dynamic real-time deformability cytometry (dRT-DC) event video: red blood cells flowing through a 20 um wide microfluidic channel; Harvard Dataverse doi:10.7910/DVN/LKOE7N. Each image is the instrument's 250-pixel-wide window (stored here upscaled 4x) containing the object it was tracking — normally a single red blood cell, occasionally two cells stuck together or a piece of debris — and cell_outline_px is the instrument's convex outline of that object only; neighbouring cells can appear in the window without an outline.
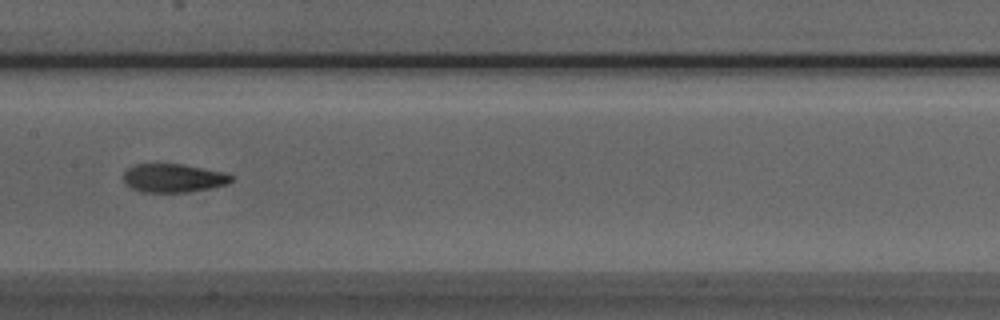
{"species": "Egyptian fruit bat (a non-hibernating species)", "species_latin": "Rousettus aegyptiacus", "temperature_condition": "room temperature", "stored_images_in_passage": 6, "camera_frame_rate_fps": 3000, "um_per_image_px": 0.085, "animal": {"sex": "male"}, "frame": {"image": 1, "passage_image": 6, "time_ms": 1.667, "image_size_px": [1000, 320], "cell_outline_px": [[236, 176], [228, 184], [188, 192], [144, 192], [132, 188], [124, 180], [124, 172], [128, 168], [136, 164], [180, 164], [224, 172]], "centroid_in_image_um": [14.77, 15.13], "position_along_channel_um": 192.6, "area_um2": 17.74}}